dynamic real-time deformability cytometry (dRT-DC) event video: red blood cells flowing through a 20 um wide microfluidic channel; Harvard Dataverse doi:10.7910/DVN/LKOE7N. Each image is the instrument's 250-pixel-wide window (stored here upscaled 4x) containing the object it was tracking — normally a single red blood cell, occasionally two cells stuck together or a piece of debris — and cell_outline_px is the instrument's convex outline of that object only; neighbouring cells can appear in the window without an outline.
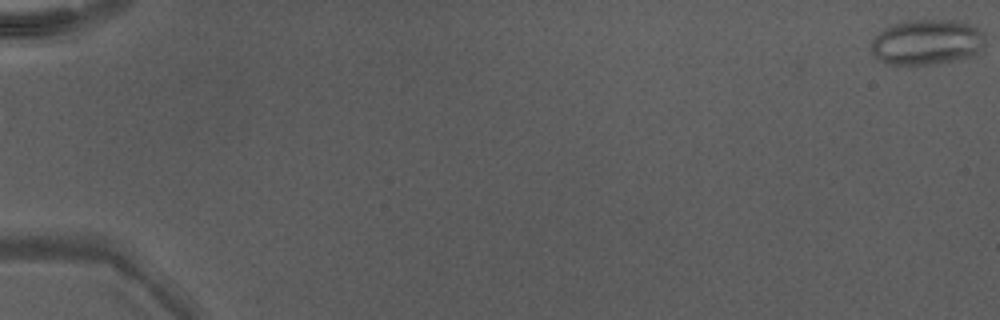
{"species": "Egyptian fruit bat (a non-hibernating species)", "species_latin": "Rousettus aegyptiacus", "temperature_condition": "warm", "stored_images_in_passage": 9, "camera_frame_rate_fps": 3000, "um_per_image_px": 0.085, "animal": {"sex": "male"}, "frame": {"image": 1, "passage_image": 1, "time_ms": 0.0, "image_size_px": [1000, 320], "cell_outline_px": [[984, 44], [976, 56], [936, 64], [888, 64], [880, 60], [868, 48], [872, 40], [880, 32], [892, 24], [908, 20], [956, 20], [968, 24], [976, 28], [984, 36]], "centroid_in_image_um": [78.78, 3.59], "position_along_channel_um": 6.2, "area_um2": 30.17}}